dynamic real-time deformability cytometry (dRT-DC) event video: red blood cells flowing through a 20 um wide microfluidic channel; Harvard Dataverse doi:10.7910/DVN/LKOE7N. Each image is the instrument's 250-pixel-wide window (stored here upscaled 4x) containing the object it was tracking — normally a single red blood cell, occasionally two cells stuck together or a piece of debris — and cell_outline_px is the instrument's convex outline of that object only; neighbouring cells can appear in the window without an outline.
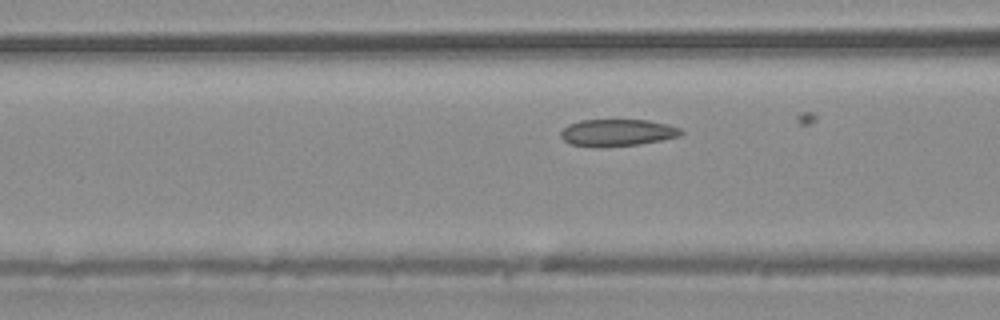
{"species": "common noctule bat (a hibernating species)", "species_latin": "Nyctalus noctula", "temperature_condition": "warm", "stored_images_in_passage": 5, "camera_frame_rate_fps": 3000, "um_per_image_px": 0.085, "animal": {"sex": "male", "body_mass_g": 20.4}, "frame": {"image": 1, "passage_image": 5, "time_ms": 5.667, "image_size_px": [1000, 320], "cell_outline_px": [[684, 132], [680, 136], [664, 140], [640, 144], [600, 148], [592, 148], [572, 144], [564, 140], [560, 136], [560, 132], [568, 124], [580, 120], [648, 120], [668, 124], [680, 128]], "centroid_in_image_um": [52.47, 11.29], "position_along_channel_um": 114.1, "area_um2": 19.25}}